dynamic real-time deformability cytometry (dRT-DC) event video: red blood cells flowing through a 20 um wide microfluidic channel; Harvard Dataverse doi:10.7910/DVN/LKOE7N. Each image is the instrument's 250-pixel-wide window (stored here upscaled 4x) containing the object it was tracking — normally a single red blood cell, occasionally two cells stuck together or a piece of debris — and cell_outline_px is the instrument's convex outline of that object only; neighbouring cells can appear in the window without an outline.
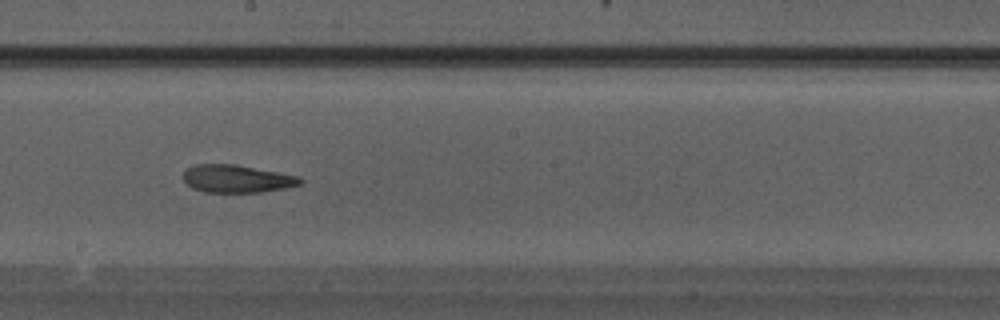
{"species": "Egyptian fruit bat (a non-hibernating species)", "species_latin": "Rousettus aegyptiacus", "temperature_condition": "warm", "stored_images_in_passage": 32, "camera_frame_rate_fps": 3000, "um_per_image_px": 0.085, "animal": {"sex": "male"}, "frame": {"image": 1, "passage_image": 17, "time_ms": 5.333, "image_size_px": [1000, 320], "cell_outline_px": [[304, 180], [300, 184], [284, 188], [260, 192], [204, 192], [192, 188], [180, 176], [192, 164], [236, 164], [296, 176]], "centroid_in_image_um": [20.06, 15.19], "position_along_channel_um": 228.1, "area_um2": 18.79}}
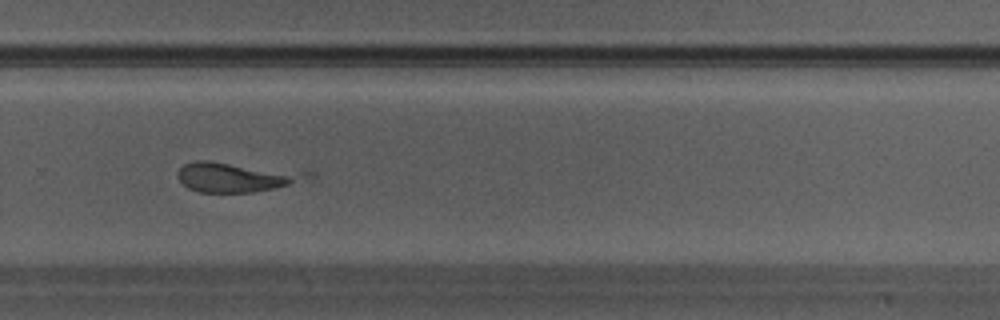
{"frame": {"image": 2, "passage_image": 21, "time_ms": 6.667, "image_size_px": [1000, 320], "cell_outline_px": [[316, 172], [312, 176], [288, 184], [272, 188], [252, 192], [200, 192], [188, 188], [176, 176], [176, 172], [184, 164], [196, 160], [208, 160]], "centroid_in_image_um": [20.03, 15.02], "position_along_channel_um": 309.8, "area_um2": 22.43}}